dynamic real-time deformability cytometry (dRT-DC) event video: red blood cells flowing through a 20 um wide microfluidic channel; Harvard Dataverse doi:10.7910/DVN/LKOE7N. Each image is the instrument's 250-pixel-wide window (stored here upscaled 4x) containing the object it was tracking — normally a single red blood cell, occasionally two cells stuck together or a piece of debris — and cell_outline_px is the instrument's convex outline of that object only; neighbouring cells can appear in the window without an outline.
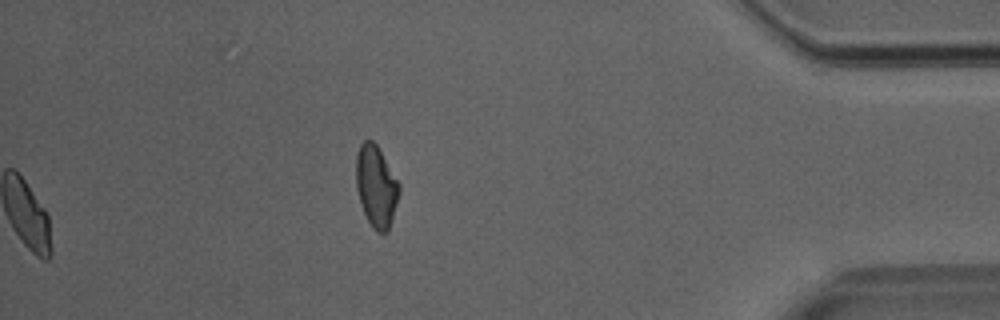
{"species": "Egyptian fruit bat (a non-hibernating species)", "species_latin": "Rousettus aegyptiacus", "temperature_condition": "room temperature", "stored_images_in_passage": 37, "camera_frame_rate_fps": 3000, "um_per_image_px": 0.085, "animal": {"sex": "male"}, "frame": {"image": 1, "passage_image": 37, "time_ms": 12.0, "image_size_px": [1000, 320], "cell_outline_px": [[400, 192], [388, 232], [376, 232], [372, 228], [360, 204], [356, 188], [356, 156], [360, 144], [364, 140], [372, 140], [376, 144], [400, 184]], "centroid_in_image_um": [31.97, 15.84], "position_along_channel_um": 403.2, "area_um2": 20.46}}